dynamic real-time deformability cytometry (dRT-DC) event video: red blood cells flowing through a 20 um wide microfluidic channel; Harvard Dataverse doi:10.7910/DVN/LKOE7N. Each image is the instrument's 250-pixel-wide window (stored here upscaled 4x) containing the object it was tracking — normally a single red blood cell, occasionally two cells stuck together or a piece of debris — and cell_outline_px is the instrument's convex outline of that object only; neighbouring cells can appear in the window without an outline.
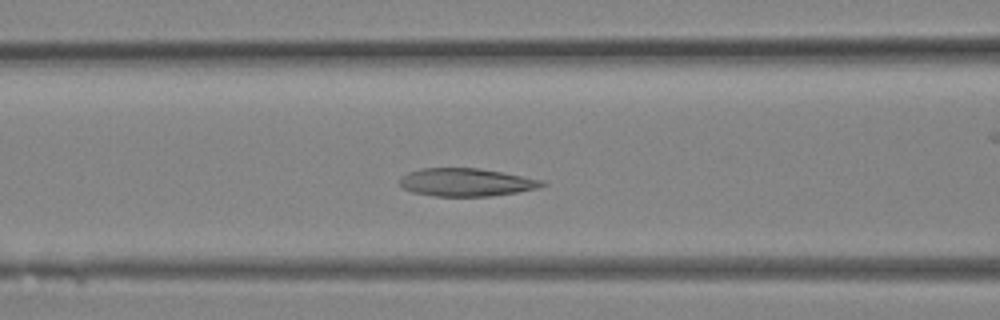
{"species": "Egyptian fruit bat (a non-hibernating species)", "species_latin": "Rousettus aegyptiacus", "temperature_condition": "room temperature", "stored_images_in_passage": 18, "camera_frame_rate_fps": 3000, "um_per_image_px": 0.085, "animal": {"sex": "female"}, "frame": {"image": 1, "passage_image": 11, "time_ms": 3.333, "image_size_px": [1000, 320], "cell_outline_px": [[548, 184], [540, 188], [492, 196], [436, 196], [412, 192], [404, 188], [400, 184], [400, 180], [408, 172], [420, 168], [480, 168], [544, 180]], "centroid_in_image_um": [39.67, 15.49], "position_along_channel_um": 126.9, "area_um2": 23.18}}
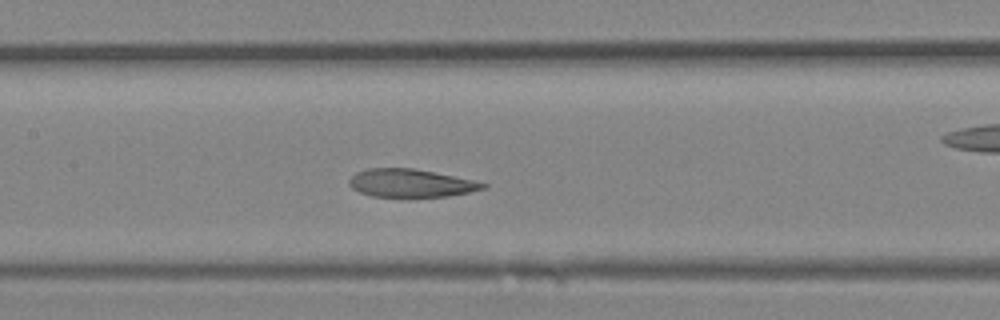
{"frame": {"image": 2, "passage_image": 13, "time_ms": 4.0, "image_size_px": [1000, 320], "cell_outline_px": [[488, 188], [448, 196], [372, 196], [360, 192], [352, 188], [348, 184], [348, 180], [356, 172], [368, 168], [412, 168], [472, 180], [488, 184]], "centroid_in_image_um": [34.88, 15.56], "position_along_channel_um": 172.5, "area_um2": 21.5}}
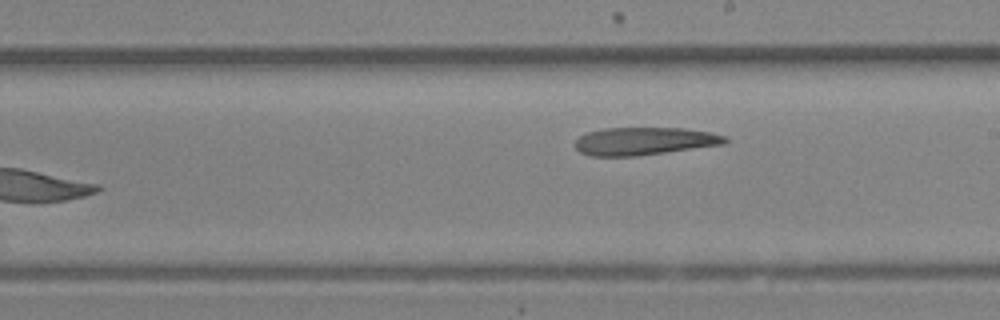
{"frame": {"image": 3, "passage_image": 18, "time_ms": 5.667, "image_size_px": [1000, 320], "cell_outline_px": [[728, 140], [724, 144], [636, 156], [592, 156], [580, 152], [576, 148], [576, 140], [580, 136], [588, 132], [604, 128], [684, 128], [712, 132], [728, 136]], "centroid_in_image_um": [54.8, 11.99], "position_along_channel_um": 234.2, "area_um2": 24.22}}